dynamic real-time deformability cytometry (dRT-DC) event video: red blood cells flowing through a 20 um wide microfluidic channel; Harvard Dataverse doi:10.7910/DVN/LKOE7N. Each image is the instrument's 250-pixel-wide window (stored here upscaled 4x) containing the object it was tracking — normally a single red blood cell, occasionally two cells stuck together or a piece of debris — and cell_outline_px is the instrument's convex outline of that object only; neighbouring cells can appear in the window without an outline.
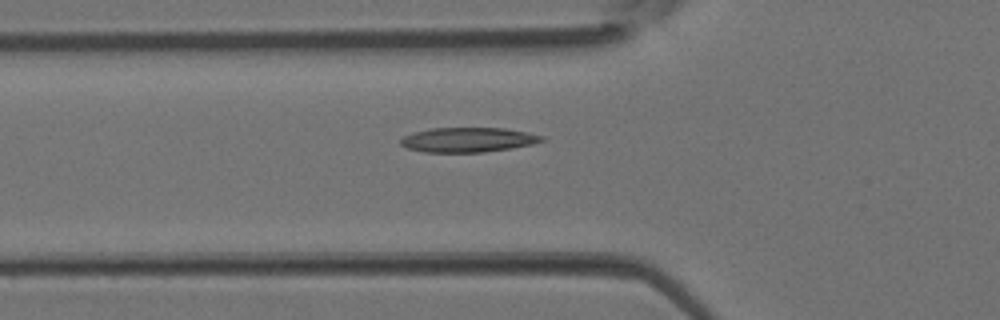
{"species": "Egyptian fruit bat (a non-hibernating species)", "species_latin": "Rousettus aegyptiacus", "temperature_condition": "room temperature", "stored_images_in_passage": 4, "camera_frame_rate_fps": 3000, "um_per_image_px": 0.085, "animal": {"sex": "female"}, "frame": {"image": 1, "passage_image": 4, "time_ms": 1.0, "image_size_px": [1000, 320], "cell_outline_px": [[544, 140], [532, 144], [512, 148], [484, 152], [424, 152], [408, 148], [400, 144], [400, 140], [404, 136], [428, 128], [504, 128], [544, 136]], "centroid_in_image_um": [39.77, 11.88], "position_along_channel_um": 86.0, "area_um2": 20.11}}